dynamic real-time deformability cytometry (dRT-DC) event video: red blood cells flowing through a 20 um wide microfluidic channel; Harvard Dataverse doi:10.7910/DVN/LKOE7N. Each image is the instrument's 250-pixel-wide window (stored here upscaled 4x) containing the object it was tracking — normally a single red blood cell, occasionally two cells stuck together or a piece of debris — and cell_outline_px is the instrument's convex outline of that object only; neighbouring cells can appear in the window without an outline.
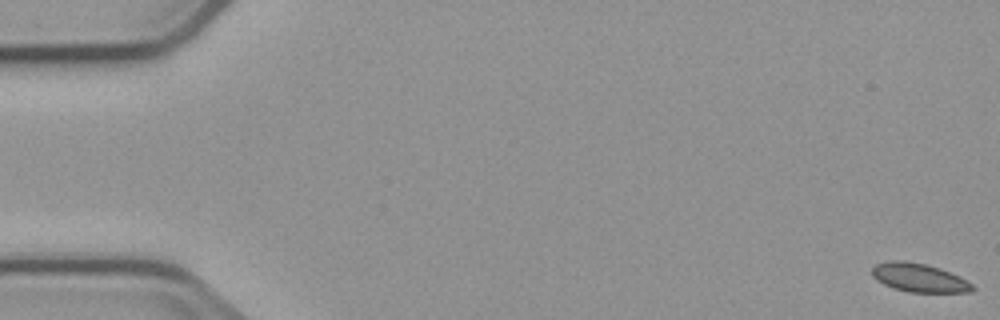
{"species": "common noctule bat (a hibernating species)", "species_latin": "Nyctalus noctula", "temperature_condition": "cold", "stored_images_in_passage": 6, "camera_frame_rate_fps": 3000, "um_per_image_px": 0.085, "animal": {"sex": "male", "body_mass_g": 23.1, "forearm_length_mm": 52.7}, "frame": {"image": 1, "passage_image": 1, "time_ms": 0.0, "image_size_px": [1000, 320], "cell_outline_px": [[976, 288], [972, 292], [908, 292], [884, 284], [876, 280], [872, 276], [872, 268], [876, 264], [892, 260], [904, 260], [924, 264], [940, 268], [972, 284]], "centroid_in_image_um": [78.09, 23.61], "position_along_channel_um": 6.9, "area_um2": 16.47}}